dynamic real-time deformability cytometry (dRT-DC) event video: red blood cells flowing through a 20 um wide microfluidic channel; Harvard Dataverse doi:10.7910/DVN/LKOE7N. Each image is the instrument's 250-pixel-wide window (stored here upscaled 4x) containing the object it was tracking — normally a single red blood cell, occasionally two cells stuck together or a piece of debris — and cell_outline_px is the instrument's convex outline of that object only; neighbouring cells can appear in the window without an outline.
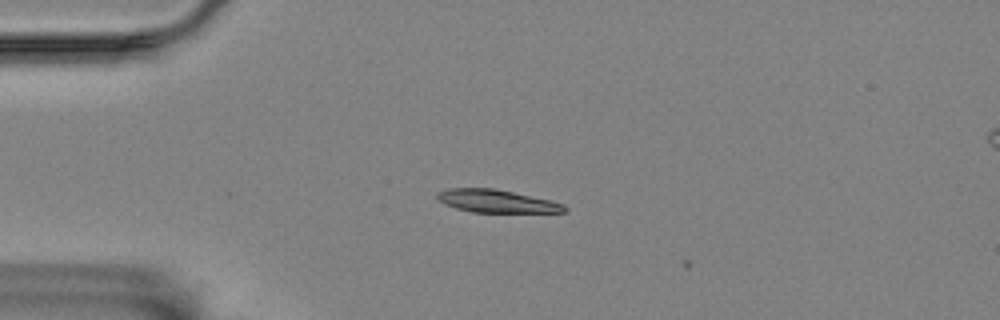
{"species": "Egyptian fruit bat (a non-hibernating species)", "species_latin": "Rousettus aegyptiacus", "temperature_condition": "room temperature", "stored_images_in_passage": 5, "camera_frame_rate_fps": 3000, "um_per_image_px": 0.085, "animal": {"sex": "female"}, "frame": {"image": 1, "passage_image": 4, "time_ms": 1.0, "image_size_px": [1000, 320], "cell_outline_px": [[568, 212], [472, 212], [456, 208], [444, 204], [436, 196], [436, 192], [448, 188], [496, 188], [548, 200], [564, 204], [568, 208]], "centroid_in_image_um": [42.19, 17.09], "position_along_channel_um": 42.8, "area_um2": 16.88}}